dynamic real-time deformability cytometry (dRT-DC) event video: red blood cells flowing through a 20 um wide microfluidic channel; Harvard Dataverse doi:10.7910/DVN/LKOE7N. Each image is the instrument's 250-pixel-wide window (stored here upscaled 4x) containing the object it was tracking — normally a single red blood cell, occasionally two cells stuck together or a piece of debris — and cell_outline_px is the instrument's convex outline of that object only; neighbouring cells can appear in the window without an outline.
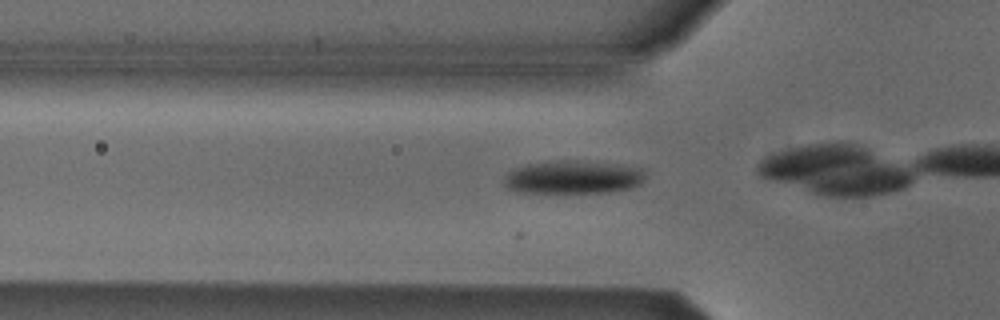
{"species": "Egyptian fruit bat (a non-hibernating species)", "species_latin": "Rousettus aegyptiacus", "temperature_condition": "cold", "stored_images_in_passage": 7, "camera_frame_rate_fps": 3000, "um_per_image_px": 0.085, "animal": {"sex": "male"}, "frame": {"image": 1, "passage_image": 2, "time_ms": 0.333, "image_size_px": [1000, 320], "cell_outline_px": [[644, 180], [640, 184], [628, 188], [608, 192], [516, 192], [508, 188], [504, 184], [504, 176], [508, 172], [516, 168], [528, 164], [560, 160], [576, 160], [616, 164], [640, 168], [644, 176]], "centroid_in_image_um": [48.68, 15.06], "position_along_channel_um": 77.1, "area_um2": 27.05}}
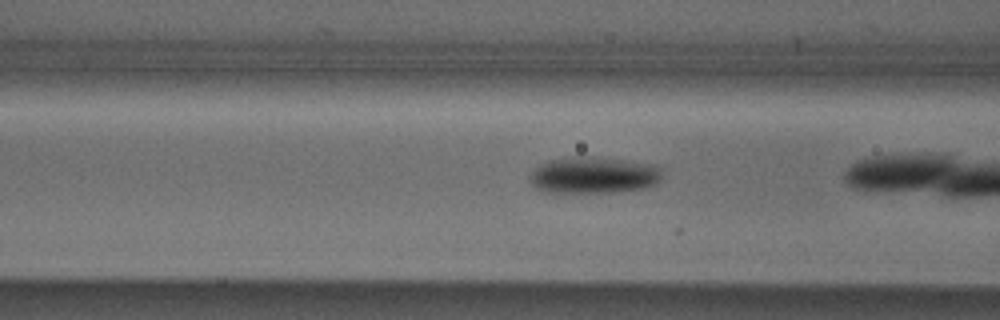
{"frame": {"image": 2, "passage_image": 5, "time_ms": 1.333, "image_size_px": [1000, 320], "cell_outline_px": [[660, 180], [656, 184], [644, 188], [612, 192], [544, 192], [536, 188], [528, 180], [528, 176], [540, 164], [548, 160], [564, 156], [592, 156], [656, 164], [660, 168]], "centroid_in_image_um": [50.42, 14.87], "position_along_channel_um": 116.2, "area_um2": 28.55}}